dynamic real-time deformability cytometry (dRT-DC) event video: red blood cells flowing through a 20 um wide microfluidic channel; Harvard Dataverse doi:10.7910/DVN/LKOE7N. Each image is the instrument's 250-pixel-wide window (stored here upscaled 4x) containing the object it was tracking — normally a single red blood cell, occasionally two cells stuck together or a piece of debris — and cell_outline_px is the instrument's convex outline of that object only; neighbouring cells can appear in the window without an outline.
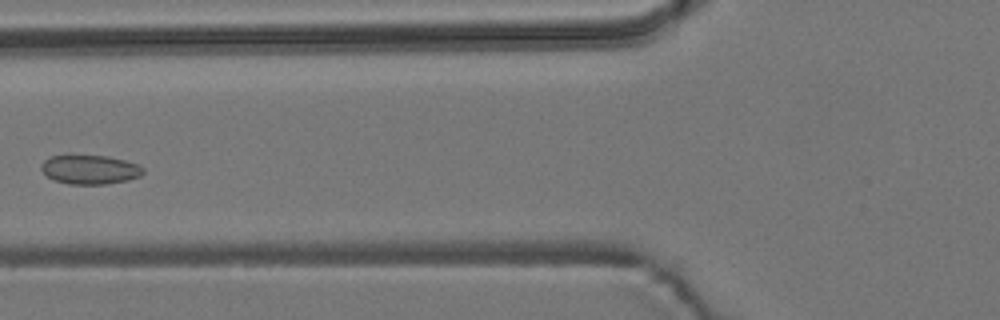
{"species": "common noctule bat (a hibernating species)", "species_latin": "Nyctalus noctula", "temperature_condition": "room temperature", "stored_images_in_passage": 8, "camera_frame_rate_fps": 3000, "um_per_image_px": 0.085, "animal": {"sex": "male", "body_mass_g": 19.2, "forearm_length_mm": 51.8}, "frame": {"image": 1, "passage_image": 7, "time_ms": 7.0, "image_size_px": [1000, 320], "cell_outline_px": [[144, 172], [140, 176], [128, 180], [104, 184], [68, 184], [56, 180], [48, 176], [40, 168], [40, 164], [44, 160], [52, 156], [108, 156], [140, 164], [144, 168]], "centroid_in_image_um": [7.68, 14.41], "position_along_channel_um": 118.1, "area_um2": 17.17}}
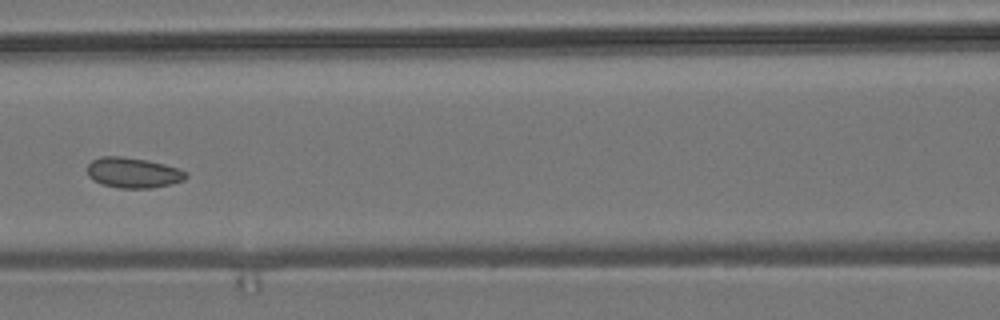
{"frame": {"image": 2, "passage_image": 8, "time_ms": 8.0, "image_size_px": [1000, 320], "cell_outline_px": [[188, 176], [184, 180], [172, 184], [152, 188], [120, 188], [100, 184], [92, 180], [88, 176], [88, 164], [92, 160], [100, 156], [120, 156], [148, 160], [164, 164], [188, 172]], "centroid_in_image_um": [11.31, 14.68], "position_along_channel_um": 155.3, "area_um2": 17.63}}